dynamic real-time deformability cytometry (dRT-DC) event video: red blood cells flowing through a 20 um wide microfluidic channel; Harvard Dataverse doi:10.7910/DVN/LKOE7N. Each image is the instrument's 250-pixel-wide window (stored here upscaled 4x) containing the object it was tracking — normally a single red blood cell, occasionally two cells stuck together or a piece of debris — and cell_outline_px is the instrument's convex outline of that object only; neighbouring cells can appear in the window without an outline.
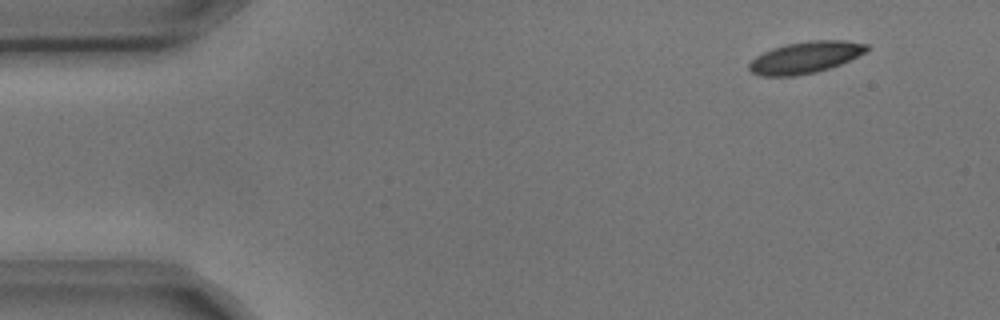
{"species": "common noctule bat (a hibernating species)", "species_latin": "Nyctalus noctula", "temperature_condition": "cold", "stored_images_in_passage": 4, "camera_frame_rate_fps": 3000, "um_per_image_px": 0.085, "animal": {"sex": "male", "body_mass_g": 17.9, "forearm_length_mm": 54.2}, "frame": {"image": 1, "passage_image": 1, "time_ms": 0.0, "image_size_px": [1000, 320], "cell_outline_px": [[872, 48], [840, 64], [816, 72], [796, 76], [760, 76], [752, 72], [748, 68], [748, 64], [756, 56], [772, 48], [788, 44], [812, 40], [844, 40], [868, 44]], "centroid_in_image_um": [68.45, 4.88], "position_along_channel_um": 16.6, "area_um2": 21.56}}
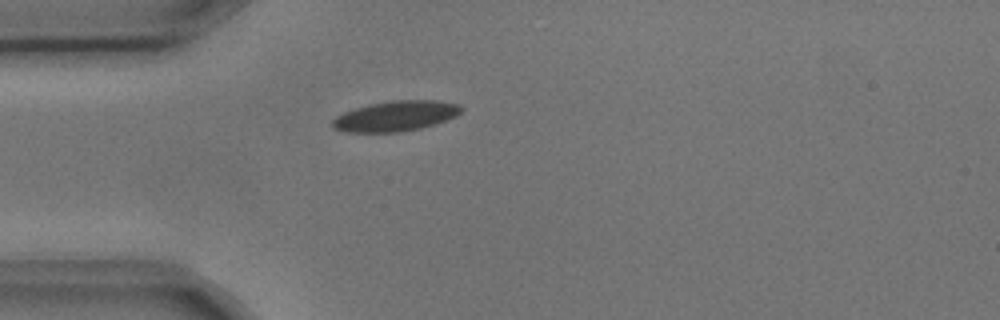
{"frame": {"image": 2, "passage_image": 4, "time_ms": 1.0, "image_size_px": [1000, 320], "cell_outline_px": [[464, 108], [456, 116], [420, 128], [400, 132], [348, 132], [336, 128], [332, 124], [332, 120], [336, 116], [344, 112], [368, 104], [392, 100], [436, 100], [460, 104]], "centroid_in_image_um": [33.64, 9.85], "position_along_channel_um": 51.4, "area_um2": 22.54}}